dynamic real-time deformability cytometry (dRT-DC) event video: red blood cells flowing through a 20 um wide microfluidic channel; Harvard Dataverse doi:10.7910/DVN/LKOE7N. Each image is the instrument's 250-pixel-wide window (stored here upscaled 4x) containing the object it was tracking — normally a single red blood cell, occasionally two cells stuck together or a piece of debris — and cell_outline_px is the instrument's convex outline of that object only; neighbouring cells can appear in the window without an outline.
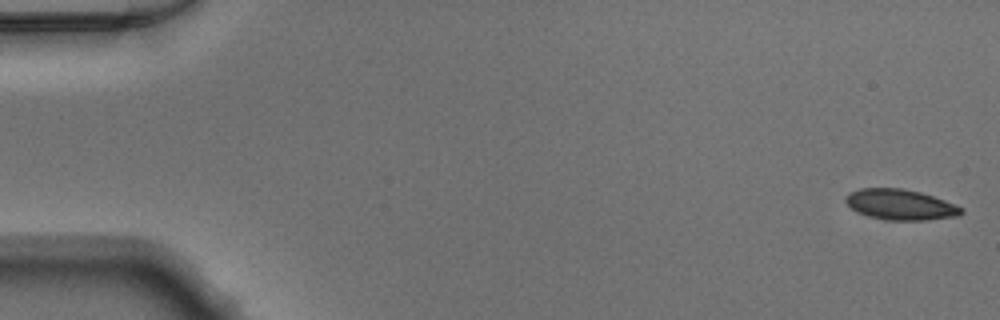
{"species": "Egyptian fruit bat (a non-hibernating species)", "species_latin": "Rousettus aegyptiacus", "temperature_condition": "warm", "stored_images_in_passage": 50, "camera_frame_rate_fps": 3000, "um_per_image_px": 0.085, "animal": {"sex": "male"}, "frame": {"image": 1, "passage_image": 1, "time_ms": 0.0, "image_size_px": [1000, 320], "cell_outline_px": [[964, 212], [956, 216], [924, 220], [888, 220], [868, 216], [852, 208], [844, 200], [844, 196], [848, 192], [860, 188], [900, 188], [920, 192], [944, 200], [964, 208]], "centroid_in_image_um": [76.51, 17.38], "position_along_channel_um": 8.5, "area_um2": 20.46}}
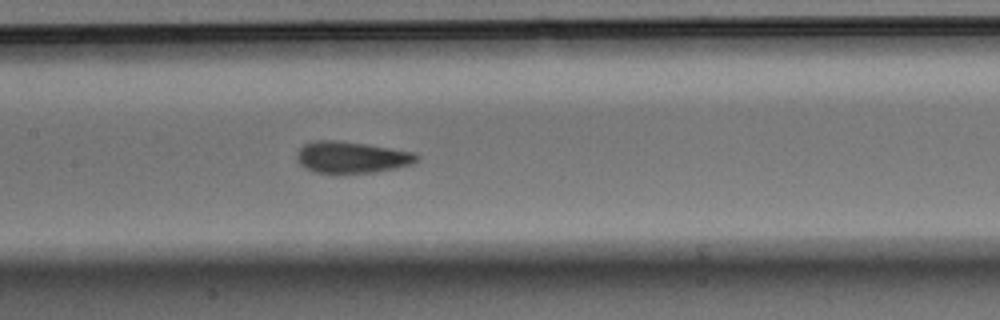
{"frame": {"image": 2, "passage_image": 24, "time_ms": 7.667, "image_size_px": [1000, 320], "cell_outline_px": [[420, 160], [412, 164], [396, 168], [376, 172], [336, 176], [332, 176], [316, 172], [304, 168], [296, 160], [296, 152], [304, 144], [312, 140], [336, 140], [368, 144], [416, 152], [420, 156]], "centroid_in_image_um": [29.88, 13.4], "position_along_channel_um": 177.5, "area_um2": 23.18}}
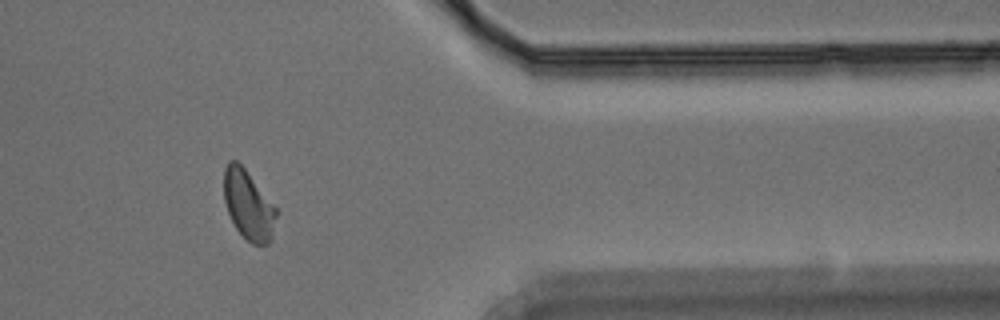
{"frame": {"image": 3, "passage_image": 41, "time_ms": 13.333, "image_size_px": [1000, 320], "cell_outline_px": [[276, 216], [272, 240], [268, 244], [252, 244], [236, 228], [228, 212], [224, 200], [224, 168], [228, 160], [236, 160], [244, 168], [276, 208]], "centroid_in_image_um": [21.1, 17.42], "position_along_channel_um": 390.3, "area_um2": 20.81}}